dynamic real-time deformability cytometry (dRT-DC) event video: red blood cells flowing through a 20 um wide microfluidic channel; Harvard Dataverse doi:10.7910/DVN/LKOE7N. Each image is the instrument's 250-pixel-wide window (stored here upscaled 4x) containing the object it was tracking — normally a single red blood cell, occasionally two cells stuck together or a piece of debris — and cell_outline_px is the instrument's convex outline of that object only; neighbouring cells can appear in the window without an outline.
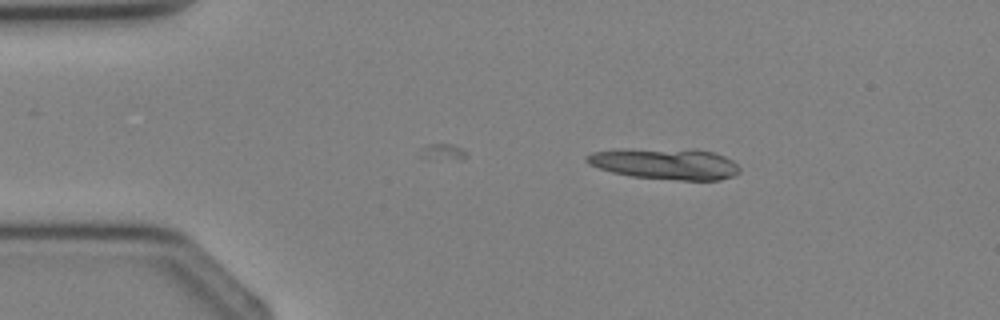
{"species": "Egyptian fruit bat (a non-hibernating species)", "species_latin": "Rousettus aegyptiacus", "temperature_condition": "cold", "stored_images_in_passage": 4, "camera_frame_rate_fps": 3000, "um_per_image_px": 0.085, "animal": {"sex": "female"}, "frame": {"image": 1, "passage_image": 3, "time_ms": 2.333, "image_size_px": [1000, 320], "cell_outline_px": [[740, 172], [732, 176], [720, 180], [680, 180], [632, 176], [612, 172], [588, 164], [584, 160], [584, 156], [592, 152], [624, 148], [688, 148], [712, 152], [724, 156], [732, 160], [740, 168]], "centroid_in_image_um": [56.52, 13.89], "position_along_channel_um": 28.5, "area_um2": 28.21}}